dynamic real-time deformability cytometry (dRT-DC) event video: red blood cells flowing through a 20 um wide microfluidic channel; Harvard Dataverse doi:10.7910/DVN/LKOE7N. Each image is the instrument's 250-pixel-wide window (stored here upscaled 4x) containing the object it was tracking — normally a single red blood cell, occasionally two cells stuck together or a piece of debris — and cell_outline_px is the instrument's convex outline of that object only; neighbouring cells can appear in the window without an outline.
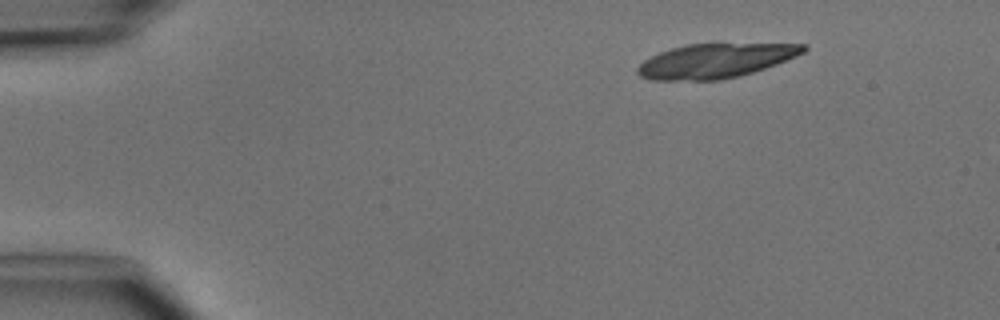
{"species": "common noctule bat (a hibernating species)", "species_latin": "Nyctalus noctula", "temperature_condition": "cold", "stored_images_in_passage": 3, "camera_frame_rate_fps": 3000, "um_per_image_px": 0.085, "animal": {"sex": "male", "body_mass_g": 15.6}, "frame": {"image": 1, "passage_image": 1, "time_ms": 0.0, "image_size_px": [1000, 320], "cell_outline_px": [[808, 48], [804, 52], [796, 56], [776, 64], [752, 72], [720, 80], [648, 80], [640, 76], [636, 72], [636, 68], [644, 60], [660, 52], [672, 48], [688, 44], [808, 44]], "centroid_in_image_um": [60.78, 5.17], "position_along_channel_um": 24.2, "area_um2": 32.89}}